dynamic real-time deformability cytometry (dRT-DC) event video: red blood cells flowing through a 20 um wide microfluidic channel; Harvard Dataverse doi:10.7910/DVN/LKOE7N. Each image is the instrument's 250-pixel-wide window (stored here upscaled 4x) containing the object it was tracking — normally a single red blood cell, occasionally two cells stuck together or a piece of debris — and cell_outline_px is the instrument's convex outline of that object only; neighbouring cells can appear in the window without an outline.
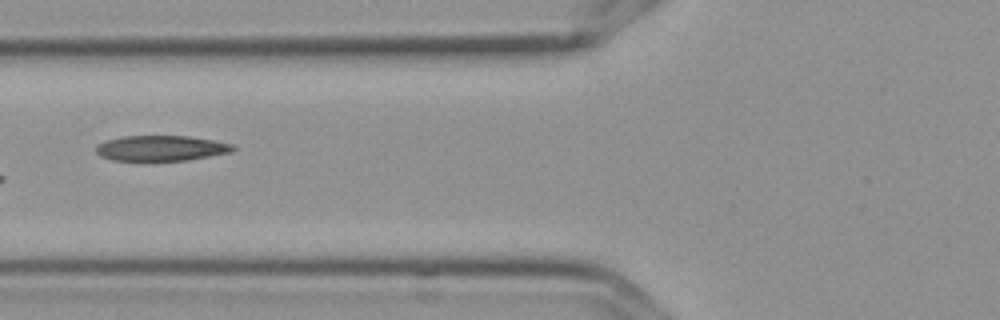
{"species": "Egyptian fruit bat (a non-hibernating species)", "species_latin": "Rousettus aegyptiacus", "temperature_condition": "cold", "stored_images_in_passage": 6, "camera_frame_rate_fps": 3000, "um_per_image_px": 0.085, "frame": {"image": 1, "passage_image": 6, "time_ms": 1.667, "image_size_px": [1000, 320], "cell_outline_px": [[236, 148], [232, 152], [188, 160], [112, 160], [100, 156], [96, 152], [96, 148], [104, 140], [120, 136], [188, 136], [212, 140], [232, 144]], "centroid_in_image_um": [13.69, 12.59], "position_along_channel_um": 112.1, "area_um2": 20.17}}